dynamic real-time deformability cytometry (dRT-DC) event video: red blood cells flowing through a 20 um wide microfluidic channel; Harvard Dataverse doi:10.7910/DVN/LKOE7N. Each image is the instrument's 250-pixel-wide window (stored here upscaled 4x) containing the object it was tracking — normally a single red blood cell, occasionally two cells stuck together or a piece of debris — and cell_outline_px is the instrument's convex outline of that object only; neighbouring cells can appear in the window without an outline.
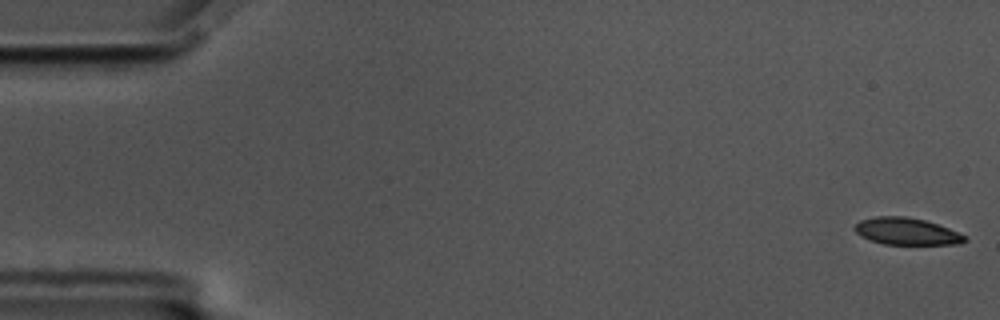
{"species": "common noctule bat (a hibernating species)", "species_latin": "Nyctalus noctula", "temperature_condition": "cold", "stored_images_in_passage": 58, "camera_frame_rate_fps": 3000, "um_per_image_px": 0.085, "animal": {"sex": "male", "body_mass_g": 17.5, "forearm_length_mm": 52.3}, "frame": {"image": 1, "passage_image": 1, "time_ms": 0.0, "image_size_px": [1000, 320], "cell_outline_px": [[968, 240], [960, 244], [884, 244], [868, 240], [860, 236], [852, 228], [860, 220], [876, 216], [904, 216], [924, 220], [948, 228], [964, 236]], "centroid_in_image_um": [77.0, 19.67], "position_along_channel_um": 8.0, "area_um2": 17.22}}
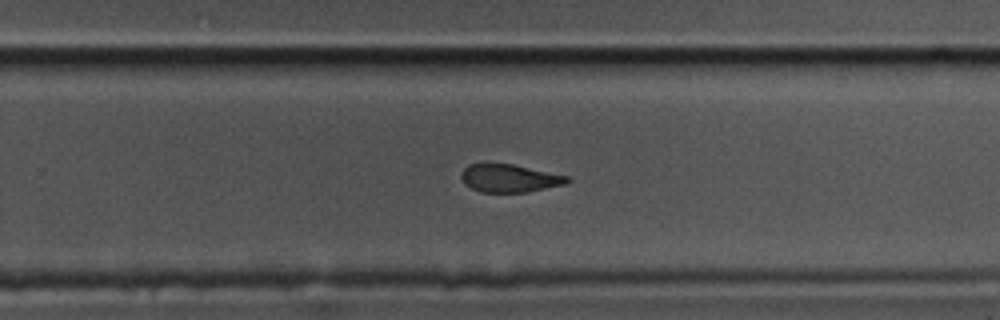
{"frame": {"image": 2, "passage_image": 37, "time_ms": 12.0, "image_size_px": [1000, 320], "cell_outline_px": [[572, 180], [564, 184], [528, 192], [480, 192], [472, 188], [460, 176], [464, 168], [468, 164], [484, 160], [488, 160], [512, 164], [572, 176]], "centroid_in_image_um": [43.31, 15.09], "position_along_channel_um": 286.5, "area_um2": 17.86}}
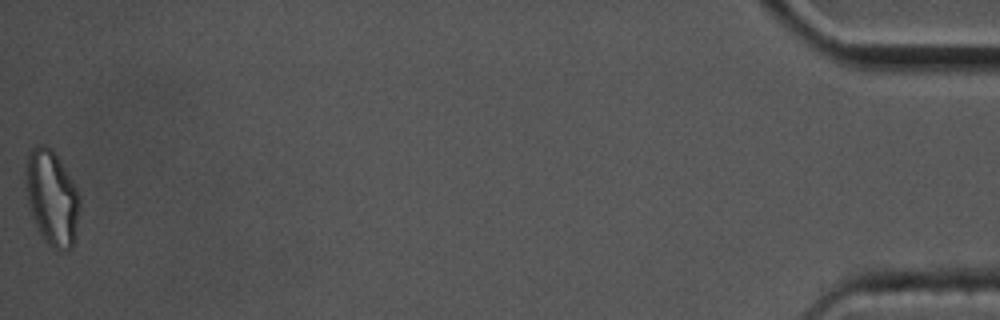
{"frame": {"image": 3, "passage_image": 58, "time_ms": 19.0, "image_size_px": [1000, 320], "cell_outline_px": [[80, 208], [72, 248], [64, 252], [48, 244], [40, 232], [32, 216], [28, 204], [24, 172], [28, 152], [36, 144], [44, 144], [52, 148], [72, 180], [80, 196]], "centroid_in_image_um": [4.4, 16.77], "position_along_channel_um": 430.8, "area_um2": 29.94}, "authors_computed_cell_mechanics": {"area_um2": 19.2763, "velocity_mm_per_s": 3.4677, "shape_relaxation_time_tau1_ms": null, "shape_relaxation_time_tau2_ms": 2.4676, "deformation_change_tau1": null, "deformation_change_tau2": 0.0929}}